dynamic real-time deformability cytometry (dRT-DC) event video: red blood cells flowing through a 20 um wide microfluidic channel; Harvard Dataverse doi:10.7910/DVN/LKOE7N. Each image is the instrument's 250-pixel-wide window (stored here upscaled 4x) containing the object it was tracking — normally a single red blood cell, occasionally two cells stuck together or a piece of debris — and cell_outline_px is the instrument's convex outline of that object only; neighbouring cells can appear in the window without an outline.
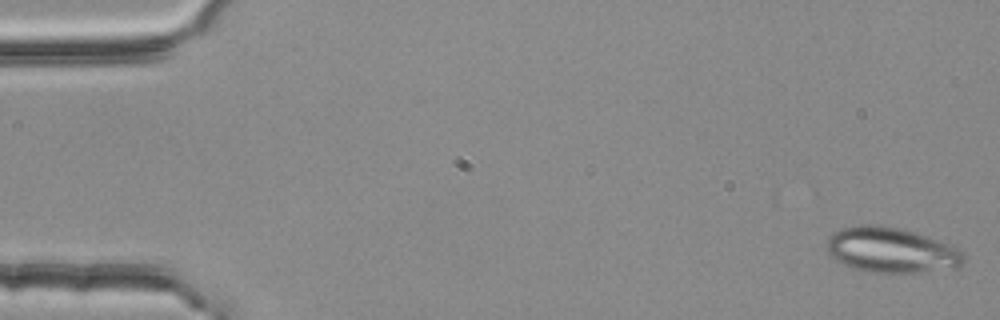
{"species": "common noctule bat (a hibernating species)", "species_latin": "Nyctalus noctula", "temperature_condition": "room temperature", "stored_images_in_passage": 53, "segment_of_instrument_passage": [1, 2], "camera_frame_rate_fps": 3000, "um_per_image_px": 0.085, "animal": {"sex": "female", "body_mass_g": 25.1}, "frame": {"image": 1, "passage_image": 1, "time_ms": 0.0, "image_size_px": [1000, 320], "cell_outline_px": [[968, 260], [964, 264], [956, 268], [916, 272], [868, 272], [844, 264], [836, 260], [828, 252], [828, 240], [840, 228], [860, 224], [876, 224], [900, 228], [916, 232], [928, 236], [948, 244], [964, 252]], "centroid_in_image_um": [75.82, 21.25], "position_along_channel_um": 9.2, "area_um2": 36.07}}